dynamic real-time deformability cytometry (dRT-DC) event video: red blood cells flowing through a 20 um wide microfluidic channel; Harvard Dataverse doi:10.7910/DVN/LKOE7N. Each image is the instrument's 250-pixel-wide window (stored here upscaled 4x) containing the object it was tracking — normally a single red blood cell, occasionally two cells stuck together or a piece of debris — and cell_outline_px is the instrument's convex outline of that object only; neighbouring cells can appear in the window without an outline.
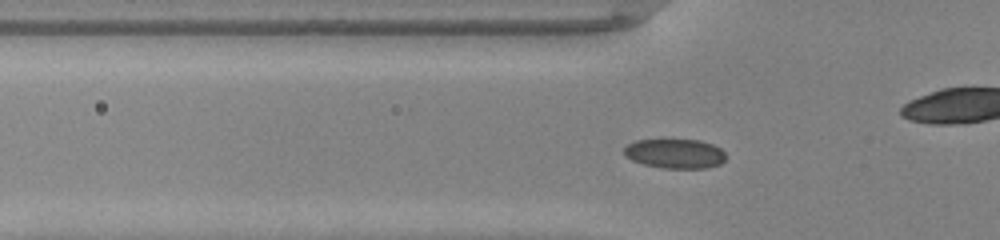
{"species": "common noctule bat (a hibernating species)", "species_latin": "Nyctalus noctula", "temperature_condition": "warm", "stored_images_in_passage": 47, "camera_frame_rate_fps": 3000, "um_per_image_px": 0.085, "animal": {"sex": "male", "body_mass_g": 20.0, "forearm_length_mm": 53.3}, "frame": {"image": 1, "passage_image": 14, "time_ms": 4.333, "image_size_px": [1000, 240], "cell_outline_px": [[724, 160], [720, 164], [708, 168], [660, 168], [644, 164], [632, 160], [624, 156], [624, 148], [628, 144], [636, 140], [700, 140], [712, 144], [720, 148], [724, 152]], "centroid_in_image_um": [57.36, 13.06], "position_along_channel_um": 68.4, "area_um2": 17.46}}
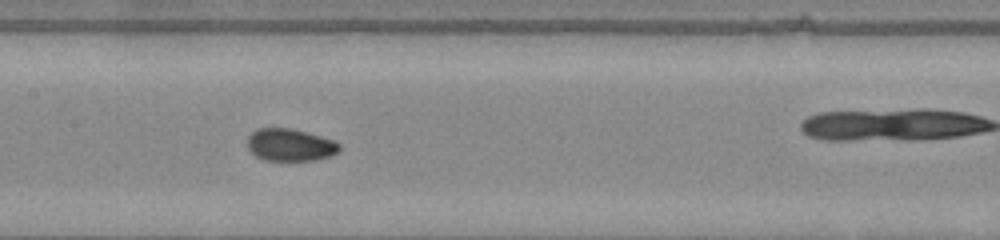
{"frame": {"image": 2, "passage_image": 22, "time_ms": 7.0, "image_size_px": [1000, 240], "cell_outline_px": [[340, 148], [332, 156], [316, 160], [264, 160], [256, 156], [248, 148], [248, 136], [256, 128], [288, 128], [320, 136], [332, 140], [340, 144]], "centroid_in_image_um": [24.64, 12.32], "position_along_channel_um": 182.8, "area_um2": 17.17}}
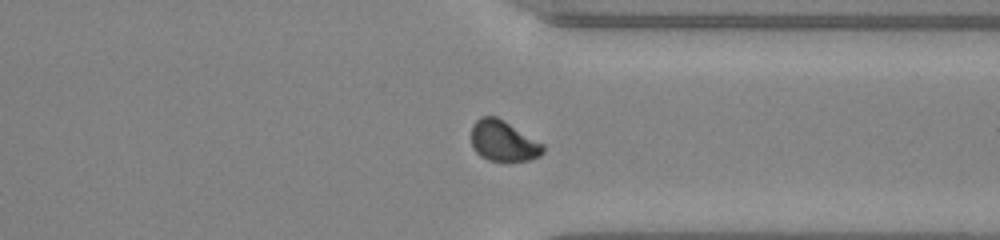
{"frame": {"image": 3, "passage_image": 35, "time_ms": 11.333, "image_size_px": [1000, 240], "cell_outline_px": [[544, 152], [540, 156], [528, 160], [488, 160], [480, 156], [472, 148], [472, 124], [480, 116], [496, 116], [504, 120], [544, 144]], "centroid_in_image_um": [42.77, 11.97], "position_along_channel_um": 368.6, "area_um2": 16.99}, "authors_computed_cell_mechanics": {"area_um2": 17.2822, "velocity_mm_per_s": 4.2986, "shape_relaxation_time_tau1_ms": null, "shape_relaxation_time_tau2_ms": 0.9015, "deformation_change_tau1": null, "deformation_change_tau2": 0.0354}}